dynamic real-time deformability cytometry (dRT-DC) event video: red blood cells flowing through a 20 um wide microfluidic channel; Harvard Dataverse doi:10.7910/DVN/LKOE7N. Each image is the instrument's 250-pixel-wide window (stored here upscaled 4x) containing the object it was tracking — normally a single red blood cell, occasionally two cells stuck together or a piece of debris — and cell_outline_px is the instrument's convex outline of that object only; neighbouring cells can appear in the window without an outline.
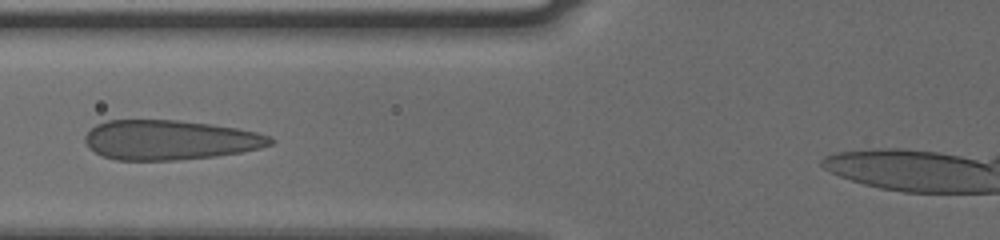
{"species": "human", "species_latin": "Homo sapiens", "temperature_condition": "cold", "stored_images_in_passage": 36, "camera_frame_rate_fps": 3000, "um_per_image_px": 0.085, "donor": {"sex": "male"}, "frame": {"image": 1, "passage_image": 11, "time_ms": 3.333, "image_size_px": [1000, 240], "cell_outline_px": [[276, 140], [272, 144], [260, 148], [240, 152], [216, 156], [176, 160], [116, 160], [104, 156], [88, 148], [84, 140], [84, 136], [96, 124], [108, 120], [176, 120], [212, 124], [236, 128], [256, 132], [272, 136]], "centroid_in_image_um": [14.45, 11.89], "position_along_channel_um": 111.4, "area_um2": 42.95}}
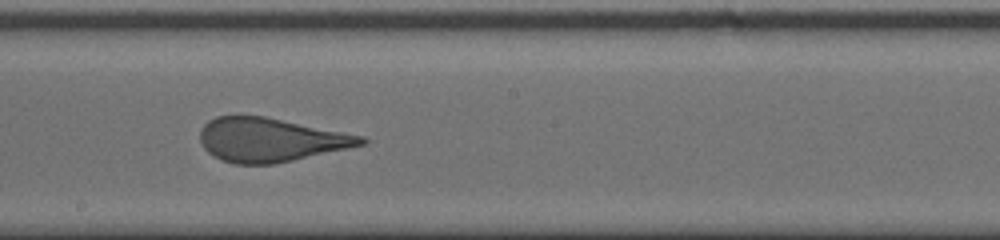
{"frame": {"image": 2, "passage_image": 20, "time_ms": 6.333, "image_size_px": [1000, 240], "cell_outline_px": [[368, 140], [364, 144], [348, 148], [292, 160], [272, 164], [236, 164], [220, 160], [208, 152], [204, 148], [200, 140], [200, 128], [208, 120], [216, 116], [264, 116], [364, 136]], "centroid_in_image_um": [22.95, 11.88], "position_along_channel_um": 225.3, "area_um2": 40.86}}
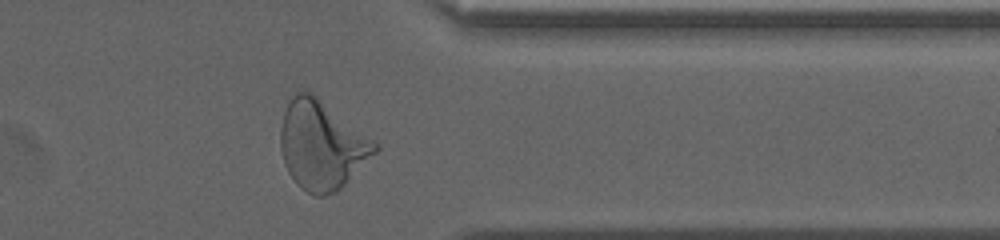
{"frame": {"image": 3, "passage_image": 33, "time_ms": 10.667, "image_size_px": [1000, 240], "cell_outline_px": [[380, 148], [336, 192], [324, 196], [316, 196], [300, 188], [296, 184], [288, 172], [284, 164], [280, 148], [280, 128], [284, 112], [288, 100], [296, 92], [312, 92], [376, 140], [380, 144]], "centroid_in_image_um": [27.34, 12.32], "position_along_channel_um": 384.1, "area_um2": 48.96}, "authors_computed_cell_mechanics": {"area_um2": 42.8876, "velocity_mm_per_s": 3.7865, "shape_relaxation_time_tau1_ms": 9.1841, "shape_relaxation_time_tau2_ms": null, "deformation_change_tau1": 0.2562, "deformation_change_tau2": null}}